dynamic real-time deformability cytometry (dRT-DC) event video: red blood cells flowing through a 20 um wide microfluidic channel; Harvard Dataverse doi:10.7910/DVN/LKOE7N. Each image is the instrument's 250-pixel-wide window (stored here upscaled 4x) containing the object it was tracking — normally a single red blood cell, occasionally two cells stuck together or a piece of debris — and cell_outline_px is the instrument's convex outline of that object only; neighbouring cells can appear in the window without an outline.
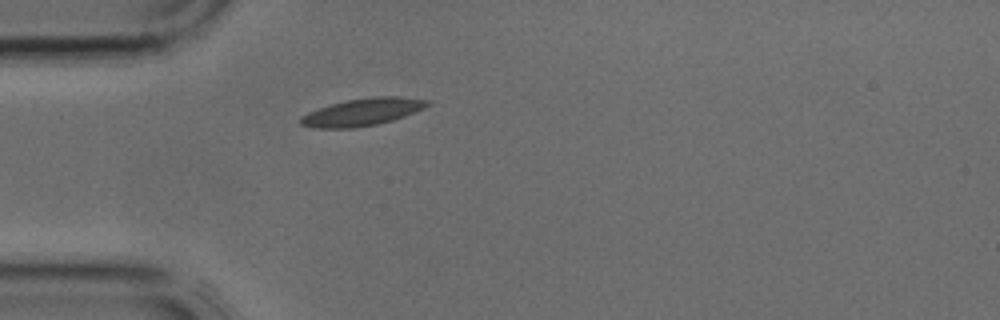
{"species": "common noctule bat (a hibernating species)", "species_latin": "Nyctalus noctula", "temperature_condition": "cold", "stored_images_in_passage": 4, "camera_frame_rate_fps": 3000, "um_per_image_px": 0.085, "animal": {"sex": "male", "body_mass_g": 17.9, "forearm_length_mm": 54.2}, "frame": {"image": 1, "passage_image": 4, "time_ms": 1.0, "image_size_px": [1000, 320], "cell_outline_px": [[432, 104], [416, 112], [392, 120], [376, 124], [356, 128], [312, 128], [300, 124], [300, 116], [308, 112], [344, 100], [380, 96], [400, 96], [428, 100]], "centroid_in_image_um": [30.82, 9.52], "position_along_channel_um": 54.2, "area_um2": 20.23}}